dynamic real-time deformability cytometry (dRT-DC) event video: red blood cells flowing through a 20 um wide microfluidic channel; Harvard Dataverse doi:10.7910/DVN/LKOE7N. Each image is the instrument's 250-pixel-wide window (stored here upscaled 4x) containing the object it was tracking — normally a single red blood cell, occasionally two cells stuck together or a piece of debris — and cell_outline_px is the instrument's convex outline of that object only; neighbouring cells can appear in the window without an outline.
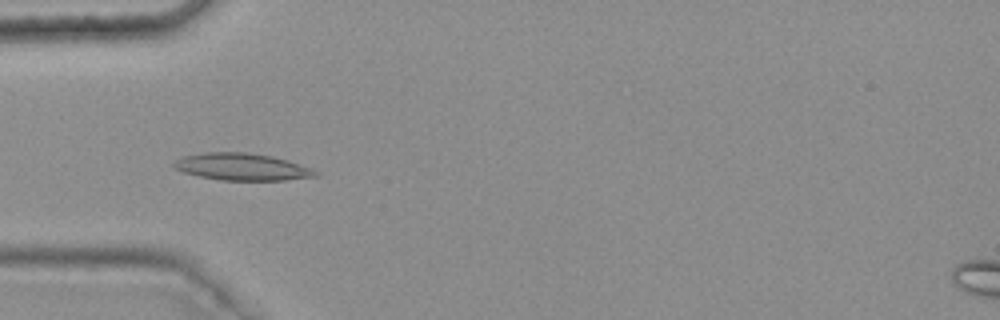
{"species": "common noctule bat (a hibernating species)", "species_latin": "Nyctalus noctula", "temperature_condition": "warm", "stored_images_in_passage": 42, "camera_frame_rate_fps": 3000, "um_per_image_px": 0.085, "animal": {"sex": "female", "body_mass_g": 25.1}, "frame": {"image": 1, "passage_image": 16, "time_ms": 5.0, "image_size_px": [1000, 320], "cell_outline_px": [[320, 172], [316, 176], [284, 180], [220, 180], [200, 176], [184, 172], [172, 168], [172, 160], [180, 156], [204, 152], [248, 152], [272, 156], [288, 160], [312, 168]], "centroid_in_image_um": [20.51, 14.17], "position_along_channel_um": 64.5, "area_um2": 22.6}}
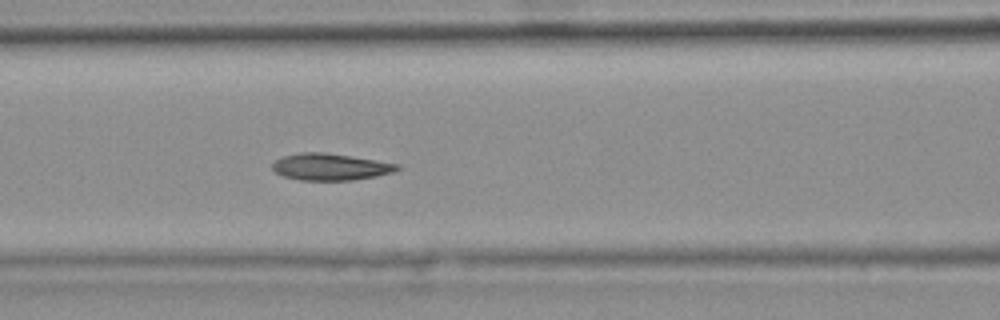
{"frame": {"image": 2, "passage_image": 22, "time_ms": 7.0, "image_size_px": [1000, 320], "cell_outline_px": [[400, 168], [392, 172], [376, 176], [352, 180], [300, 180], [284, 176], [276, 172], [272, 168], [272, 164], [276, 160], [284, 156], [300, 152], [324, 152], [376, 160], [400, 164]], "centroid_in_image_um": [28.08, 14.18], "position_along_channel_um": 138.5, "area_um2": 19.31}}
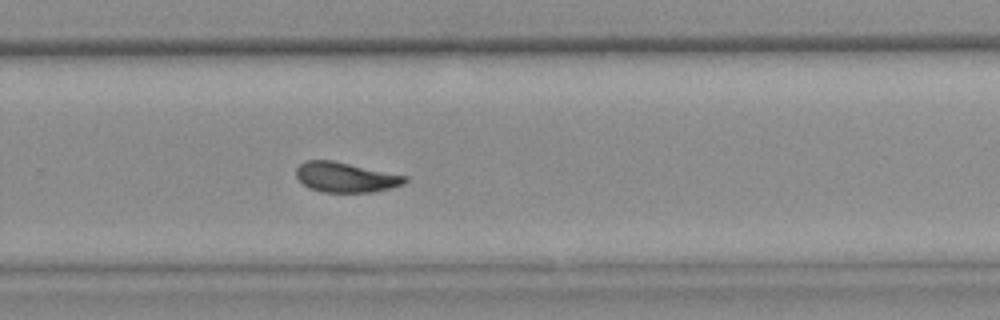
{"frame": {"image": 3, "passage_image": 35, "time_ms": 11.333, "image_size_px": [1000, 320], "cell_outline_px": [[408, 180], [404, 184], [372, 192], [324, 192], [308, 188], [296, 176], [296, 168], [304, 160], [332, 160], [408, 176]], "centroid_in_image_um": [29.37, 15.06], "position_along_channel_um": 300.4, "area_um2": 18.96}, "authors_computed_cell_mechanics": {"area_um2": 19.7676, "velocity_mm_per_s": 3.7489, "shape_relaxation_time_tau1_ms": 8.4568, "shape_relaxation_time_tau2_ms": 2.6083, "deformation_change_tau1": 0.1957, "deformation_change_tau2": 0.0885}}